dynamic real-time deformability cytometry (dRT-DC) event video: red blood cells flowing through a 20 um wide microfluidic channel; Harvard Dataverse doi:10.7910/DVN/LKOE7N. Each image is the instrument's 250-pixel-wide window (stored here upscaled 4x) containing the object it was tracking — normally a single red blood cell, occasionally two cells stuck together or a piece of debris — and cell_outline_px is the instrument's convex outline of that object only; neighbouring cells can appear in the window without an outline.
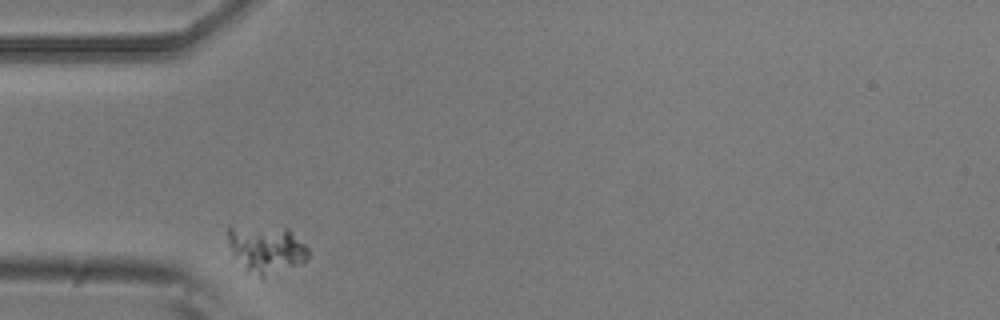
{"species": "common noctule bat (a hibernating species)", "species_latin": "Nyctalus noctula", "temperature_condition": "room temperature", "stored_images_in_passage": 2, "camera_frame_rate_fps": 3000, "um_per_image_px": 0.085, "animal": {"sex": "male", "body_mass_g": 20.5, "forearm_length_mm": 52.5}, "frame": {"image": 1, "passage_image": 1, "time_ms": 0.0, "image_size_px": [1000, 320], "cell_outline_px": [[308, 260], [304, 264], [260, 280], [248, 272], [244, 268], [228, 244], [228, 224], [288, 228], [308, 248]], "centroid_in_image_um": [22.65, 21.19], "position_along_channel_um": 62.3, "area_um2": 23.0}}